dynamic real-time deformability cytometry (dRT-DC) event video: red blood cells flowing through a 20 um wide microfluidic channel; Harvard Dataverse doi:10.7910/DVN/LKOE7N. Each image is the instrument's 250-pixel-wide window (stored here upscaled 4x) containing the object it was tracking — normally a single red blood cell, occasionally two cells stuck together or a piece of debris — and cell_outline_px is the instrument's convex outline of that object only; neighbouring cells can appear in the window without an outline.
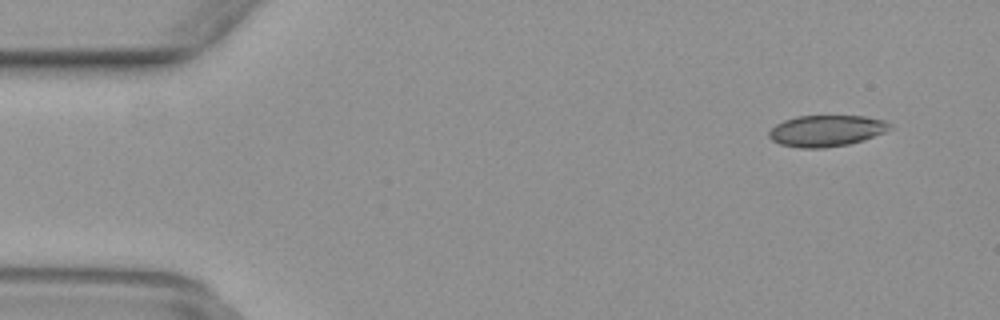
{"species": "common noctule bat (a hibernating species)", "species_latin": "Nyctalus noctula", "temperature_condition": "warm", "stored_images_in_passage": 49, "camera_frame_rate_fps": 3000, "um_per_image_px": 0.085, "animal": {"sex": "female", "body_mass_g": 29.2, "forearm_length_mm": 56.3}, "frame": {"image": 1, "passage_image": 4, "time_ms": 1.0, "image_size_px": [1000, 320], "cell_outline_px": [[892, 128], [884, 132], [848, 144], [824, 148], [800, 148], [780, 144], [772, 140], [768, 136], [768, 132], [776, 124], [784, 120], [796, 116], [864, 116], [884, 120], [892, 124]], "centroid_in_image_um": [70.21, 11.11], "position_along_channel_um": 14.8, "area_um2": 21.91}}
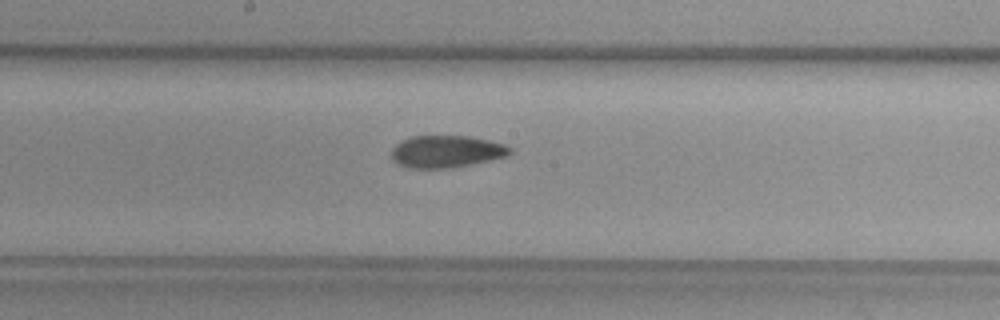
{"frame": {"image": 2, "passage_image": 26, "time_ms": 8.333, "image_size_px": [1000, 320], "cell_outline_px": [[512, 152], [504, 156], [488, 160], [452, 168], [408, 168], [396, 164], [392, 160], [392, 148], [396, 144], [412, 136], [468, 136], [488, 140], [504, 144], [512, 148]], "centroid_in_image_um": [37.9, 12.88], "position_along_channel_um": 210.3, "area_um2": 22.08}}
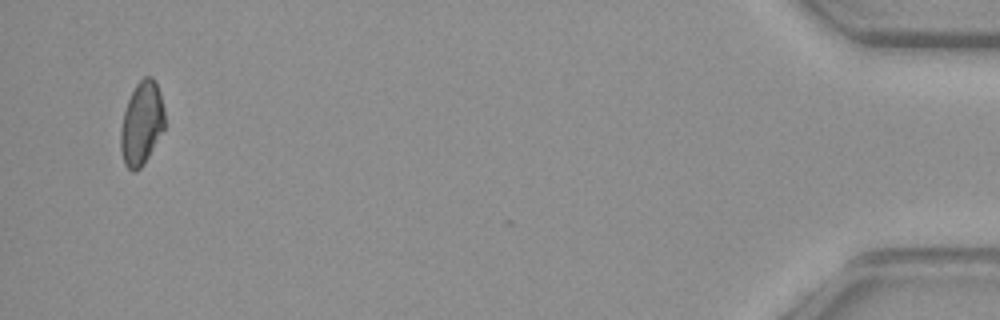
{"frame": {"image": 3, "passage_image": 48, "time_ms": 15.667, "image_size_px": [1000, 320], "cell_outline_px": [[164, 128], [144, 164], [136, 172], [132, 172], [124, 164], [120, 152], [120, 128], [124, 112], [128, 100], [136, 84], [144, 76], [152, 76], [156, 80], [160, 92], [164, 108]], "centroid_in_image_um": [12.03, 10.49], "position_along_channel_um": 423.2, "area_um2": 21.56}}